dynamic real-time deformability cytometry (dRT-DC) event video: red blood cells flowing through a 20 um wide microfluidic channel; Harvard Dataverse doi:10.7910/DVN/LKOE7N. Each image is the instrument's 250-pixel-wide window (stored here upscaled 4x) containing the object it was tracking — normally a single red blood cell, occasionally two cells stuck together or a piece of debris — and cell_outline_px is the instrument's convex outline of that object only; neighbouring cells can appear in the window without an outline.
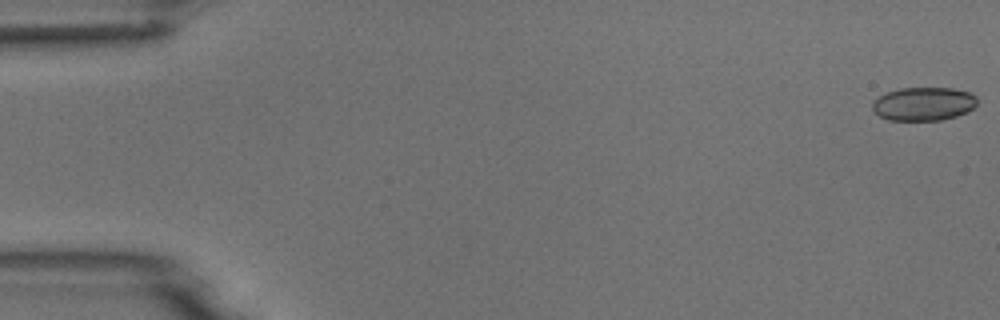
{"species": "common noctule bat (a hibernating species)", "species_latin": "Nyctalus noctula", "temperature_condition": "room temperature", "stored_images_in_passage": 5, "camera_frame_rate_fps": 3000, "um_per_image_px": 0.085, "animal": {"sex": "male", "body_mass_g": 18.8}, "frame": {"image": 1, "passage_image": 1, "time_ms": 0.0, "image_size_px": [1000, 320], "cell_outline_px": [[976, 104], [968, 112], [956, 116], [940, 120], [888, 120], [880, 116], [872, 108], [872, 104], [880, 96], [888, 92], [900, 88], [952, 88], [968, 92], [976, 96]], "centroid_in_image_um": [78.52, 8.83], "position_along_channel_um": 6.5, "area_um2": 20.23}}
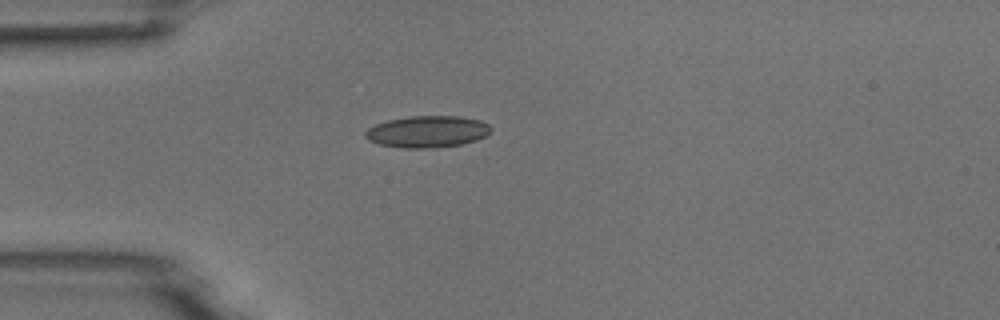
{"frame": {"image": 2, "passage_image": 5, "time_ms": 4.667, "image_size_px": [1000, 320], "cell_outline_px": [[492, 128], [484, 136], [476, 140], [460, 144], [428, 148], [400, 148], [380, 144], [368, 140], [364, 136], [364, 132], [368, 128], [376, 124], [388, 120], [408, 116], [460, 116], [480, 120], [488, 124]], "centroid_in_image_um": [36.29, 11.18], "position_along_channel_um": 48.7, "area_um2": 23.12}}